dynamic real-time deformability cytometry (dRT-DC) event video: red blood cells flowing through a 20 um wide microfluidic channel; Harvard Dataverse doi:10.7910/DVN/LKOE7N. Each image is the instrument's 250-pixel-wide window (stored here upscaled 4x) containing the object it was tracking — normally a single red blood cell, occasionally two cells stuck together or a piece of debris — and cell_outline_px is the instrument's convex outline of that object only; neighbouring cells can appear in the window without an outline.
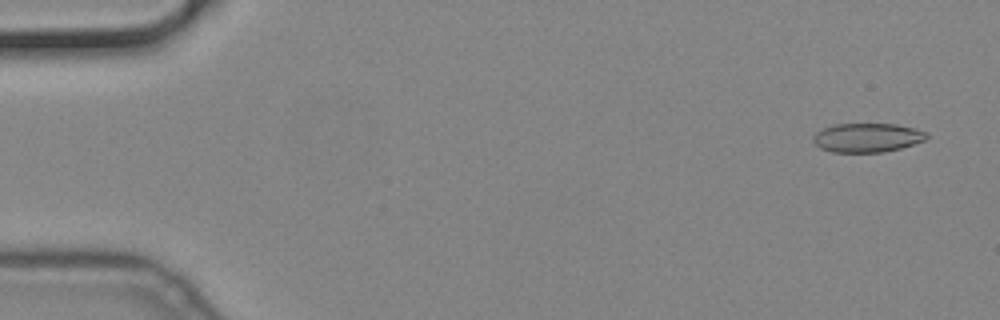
{"species": "common noctule bat (a hibernating species)", "species_latin": "Nyctalus noctula", "temperature_condition": "cold", "stored_images_in_passage": 48, "camera_frame_rate_fps": 3000, "um_per_image_px": 0.085, "animal": {"sex": "male", "body_mass_g": 19.2, "forearm_length_mm": 51.8}, "frame": {"image": 1, "passage_image": 3, "time_ms": 0.667, "image_size_px": [1000, 320], "cell_outline_px": [[928, 136], [924, 140], [900, 148], [884, 152], [832, 152], [820, 148], [812, 140], [812, 136], [816, 132], [832, 124], [896, 124], [928, 132]], "centroid_in_image_um": [73.68, 11.7], "position_along_channel_um": 11.3, "area_um2": 19.13}}
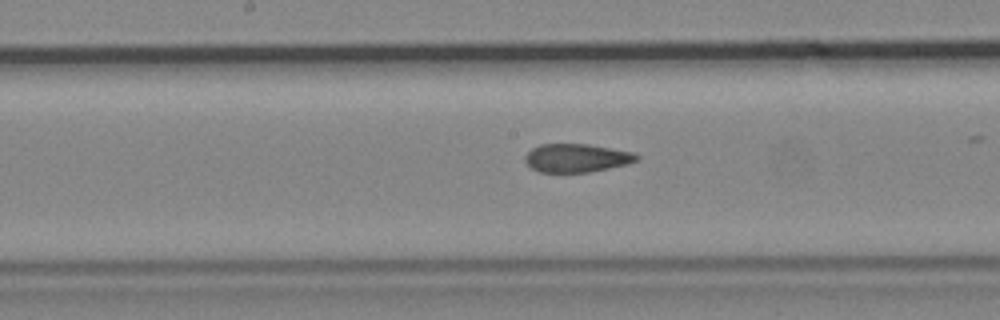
{"frame": {"image": 2, "passage_image": 29, "time_ms": 9.333, "image_size_px": [1000, 320], "cell_outline_px": [[640, 156], [636, 160], [628, 164], [588, 172], [540, 172], [532, 168], [524, 160], [524, 156], [532, 148], [540, 144], [588, 144], [632, 152]], "centroid_in_image_um": [48.99, 13.42], "position_along_channel_um": 199.2, "area_um2": 18.32}}
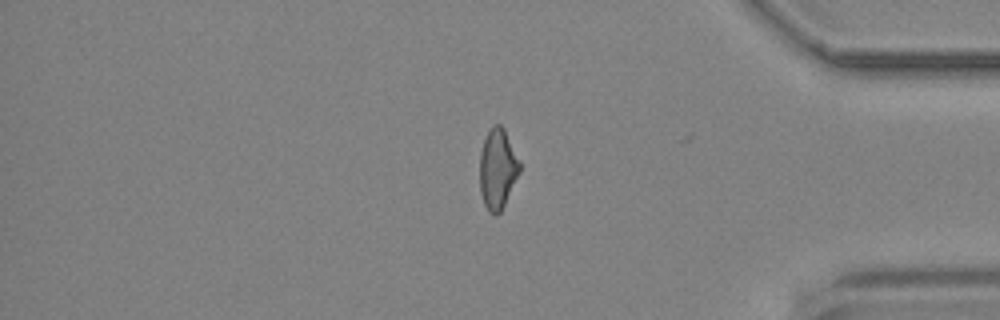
{"frame": {"image": 3, "passage_image": 47, "time_ms": 15.333, "image_size_px": [1000, 320], "cell_outline_px": [[520, 172], [500, 212], [496, 216], [492, 216], [488, 212], [484, 204], [480, 192], [480, 152], [484, 140], [492, 124], [500, 124], [504, 128], [520, 160]], "centroid_in_image_um": [42.29, 14.36], "position_along_channel_um": 392.9, "area_um2": 18.79}}